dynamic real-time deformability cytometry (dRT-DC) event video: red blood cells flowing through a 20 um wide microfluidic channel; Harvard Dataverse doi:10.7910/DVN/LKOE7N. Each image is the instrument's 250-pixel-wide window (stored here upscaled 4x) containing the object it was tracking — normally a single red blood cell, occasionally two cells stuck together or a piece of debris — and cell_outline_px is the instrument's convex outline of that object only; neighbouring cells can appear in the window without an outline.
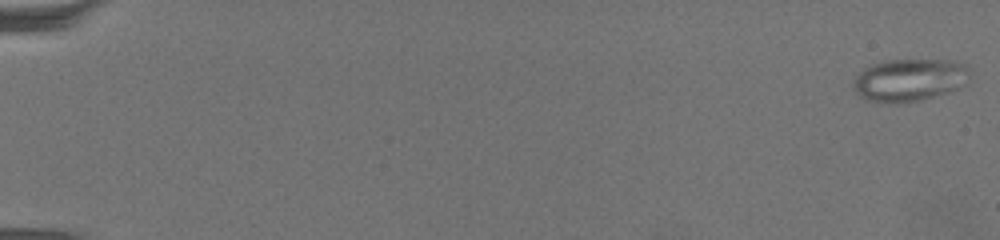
{"species": "common noctule bat (a hibernating species)", "species_latin": "Nyctalus noctula", "temperature_condition": "warm", "stored_images_in_passage": 68, "camera_frame_rate_fps": 3000, "um_per_image_px": 0.085, "animal": {"sex": "female", "body_mass_g": 19.5, "forearm_length_mm": 54.1}, "frame": {"image": 1, "passage_image": 1, "time_ms": 0.0, "image_size_px": [1000, 240], "cell_outline_px": [[968, 76], [956, 88], [948, 92], [916, 100], [872, 100], [860, 96], [856, 92], [852, 84], [852, 80], [864, 68], [872, 64], [888, 60], [956, 60], [964, 64], [968, 68]], "centroid_in_image_um": [77.27, 6.73], "position_along_channel_um": 7.7, "area_um2": 27.69}}
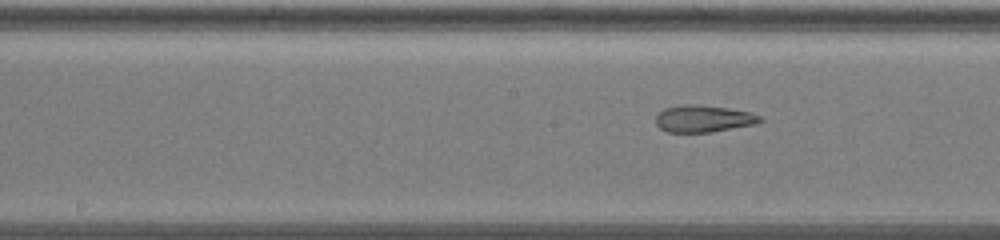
{"frame": {"image": 2, "passage_image": 37, "time_ms": 12.0, "image_size_px": [1000, 240], "cell_outline_px": [[764, 120], [756, 124], [712, 132], [668, 132], [660, 128], [656, 124], [656, 116], [664, 108], [684, 104], [696, 104], [728, 108], [748, 112], [760, 116]], "centroid_in_image_um": [59.79, 10.09], "position_along_channel_um": 188.4, "area_um2": 16.36}}
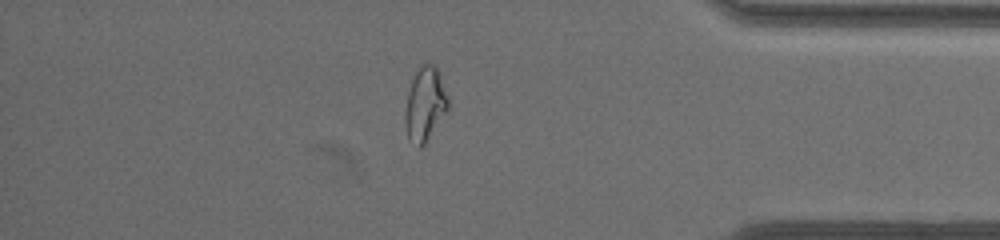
{"frame": {"image": 3, "passage_image": 59, "time_ms": 19.333, "image_size_px": [1000, 240], "cell_outline_px": [[448, 108], [424, 144], [420, 148], [408, 140], [404, 124], [404, 112], [408, 92], [412, 80], [420, 64], [424, 60], [428, 60], [436, 64], [440, 72], [448, 96]], "centroid_in_image_um": [36.11, 8.78], "position_along_channel_um": 399.1, "area_um2": 18.84}, "authors_computed_cell_mechanics": {"area_um2": 20.519, "velocity_mm_per_s": 3.182, "shape_relaxation_time_tau1_ms": null, "shape_relaxation_time_tau2_ms": 1.8281, "deformation_change_tau1": null, "deformation_change_tau2": 0.0917}}